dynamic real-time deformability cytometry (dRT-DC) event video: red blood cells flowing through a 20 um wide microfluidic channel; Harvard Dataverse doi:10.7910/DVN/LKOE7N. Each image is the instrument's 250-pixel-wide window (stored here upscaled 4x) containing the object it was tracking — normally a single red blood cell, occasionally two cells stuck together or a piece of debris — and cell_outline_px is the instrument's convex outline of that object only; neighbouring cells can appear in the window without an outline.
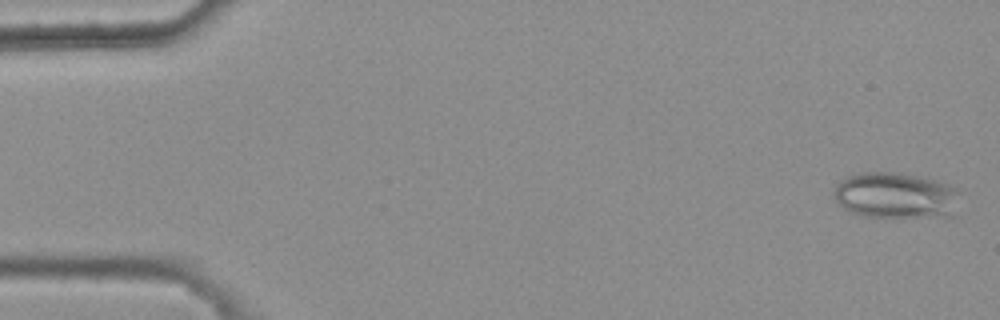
{"species": "common noctule bat (a hibernating species)", "species_latin": "Nyctalus noctula", "temperature_condition": "warm", "stored_images_in_passage": 5, "camera_frame_rate_fps": 3000, "um_per_image_px": 0.085, "animal": {"sex": "female", "body_mass_g": 25.1}, "frame": {"image": 1, "passage_image": 1, "time_ms": 0.0, "image_size_px": [1000, 320], "cell_outline_px": [[956, 216], [860, 216], [844, 208], [836, 200], [832, 192], [836, 184], [840, 180], [848, 176], [864, 172], [896, 172], [936, 180], [948, 184], [956, 188]], "centroid_in_image_um": [76.1, 16.6], "position_along_channel_um": 8.9, "area_um2": 33.52}}